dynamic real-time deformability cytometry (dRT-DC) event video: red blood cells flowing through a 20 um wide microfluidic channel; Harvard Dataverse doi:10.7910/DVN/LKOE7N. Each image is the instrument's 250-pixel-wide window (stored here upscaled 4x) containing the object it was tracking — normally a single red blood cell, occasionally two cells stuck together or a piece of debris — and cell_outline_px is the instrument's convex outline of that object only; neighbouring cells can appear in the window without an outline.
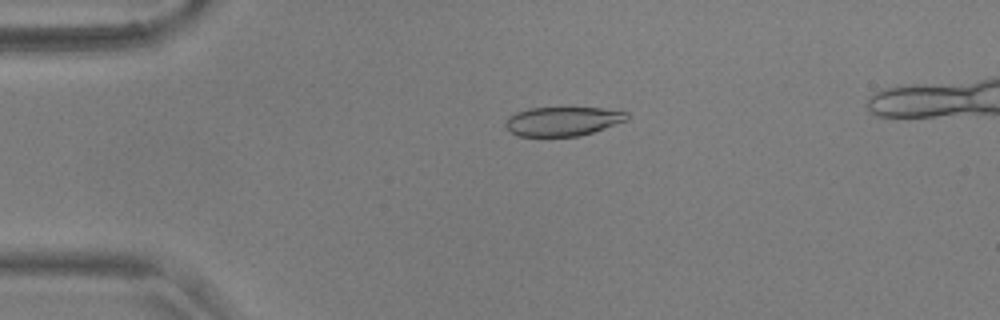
{"species": "common noctule bat (a hibernating species)", "species_latin": "Nyctalus noctula", "temperature_condition": "warm", "stored_images_in_passage": 57, "camera_frame_rate_fps": 3000, "um_per_image_px": 0.085, "animal": {"sex": "male", "body_mass_g": 17.9, "forearm_length_mm": 54.2}, "frame": {"image": 1, "passage_image": 15, "time_ms": 4.667, "image_size_px": [1000, 320], "cell_outline_px": [[628, 120], [580, 136], [520, 136], [512, 132], [504, 124], [508, 116], [516, 112], [528, 108], [600, 108], [628, 112]], "centroid_in_image_um": [47.83, 10.3], "position_along_channel_um": 37.2, "area_um2": 20.46}}
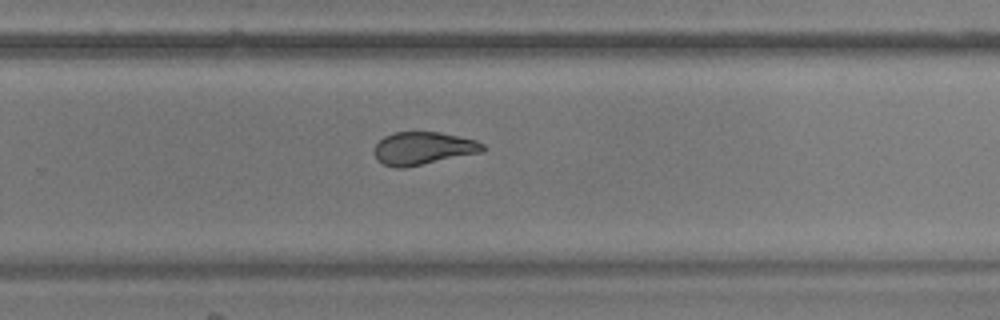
{"frame": {"image": 2, "passage_image": 39, "time_ms": 12.667, "image_size_px": [1000, 320], "cell_outline_px": [[484, 148], [480, 152], [404, 168], [396, 168], [384, 164], [376, 160], [376, 144], [384, 136], [392, 132], [440, 132], [476, 140], [484, 144]], "centroid_in_image_um": [35.94, 12.6], "position_along_channel_um": 293.9, "area_um2": 20.46}}
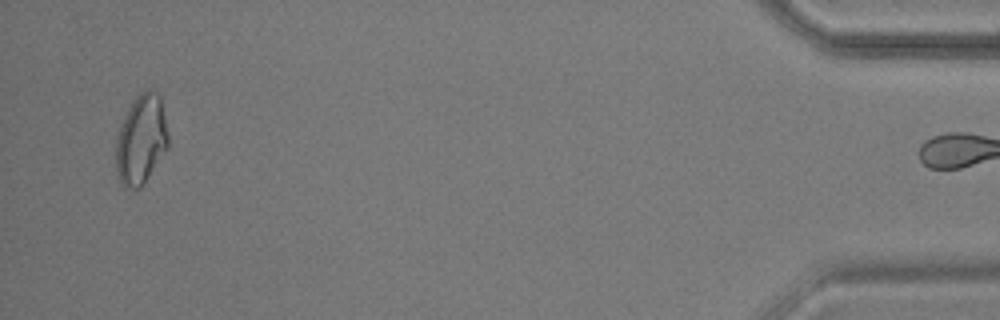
{"frame": {"image": 3, "passage_image": 56, "time_ms": 18.333, "image_size_px": [1000, 320], "cell_outline_px": [[168, 148], [140, 188], [124, 188], [120, 184], [116, 172], [116, 140], [120, 124], [132, 100], [144, 88], [156, 88], [160, 96], [168, 132]], "centroid_in_image_um": [11.99, 11.82], "position_along_channel_um": 423.2, "area_um2": 27.69}, "authors_computed_cell_mechanics": {"area_um2": 21.7328, "velocity_mm_per_s": 3.6573, "shape_relaxation_time_tau1_ms": 5.1128, "shape_relaxation_time_tau2_ms": 2.0561, "deformation_change_tau1": 0.146, "deformation_change_tau2": 0.0876}}